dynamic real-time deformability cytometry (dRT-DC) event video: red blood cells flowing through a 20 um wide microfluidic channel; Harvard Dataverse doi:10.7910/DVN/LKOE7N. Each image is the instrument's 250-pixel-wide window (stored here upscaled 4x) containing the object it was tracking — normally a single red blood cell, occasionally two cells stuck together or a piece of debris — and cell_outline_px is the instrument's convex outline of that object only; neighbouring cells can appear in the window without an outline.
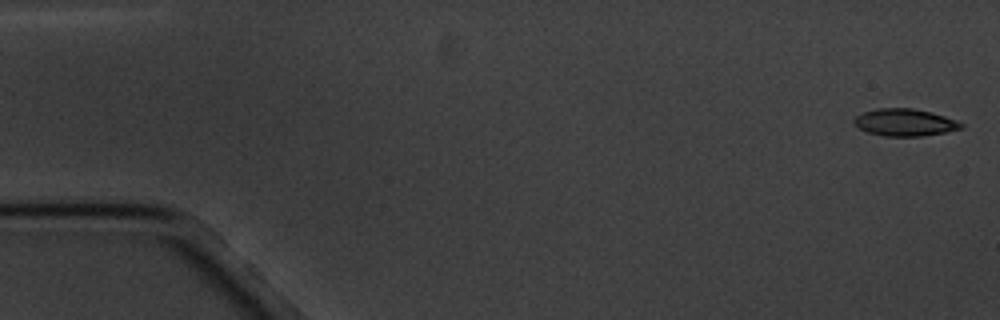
{"species": "common noctule bat (a hibernating species)", "species_latin": "Nyctalus noctula", "temperature_condition": "cold", "stored_images_in_passage": 6, "camera_frame_rate_fps": 3000, "um_per_image_px": 0.085, "animal": {"sex": "male", "body_mass_g": 20.1, "forearm_length_mm": 53.5}, "frame": {"image": 1, "passage_image": 1, "time_ms": 0.0, "image_size_px": [1000, 320], "cell_outline_px": [[964, 128], [944, 132], [920, 136], [884, 136], [868, 132], [852, 124], [852, 120], [856, 116], [864, 112], [876, 108], [912, 108], [932, 112], [956, 120], [964, 124]], "centroid_in_image_um": [76.89, 10.4], "position_along_channel_um": 8.1, "area_um2": 16.99}}
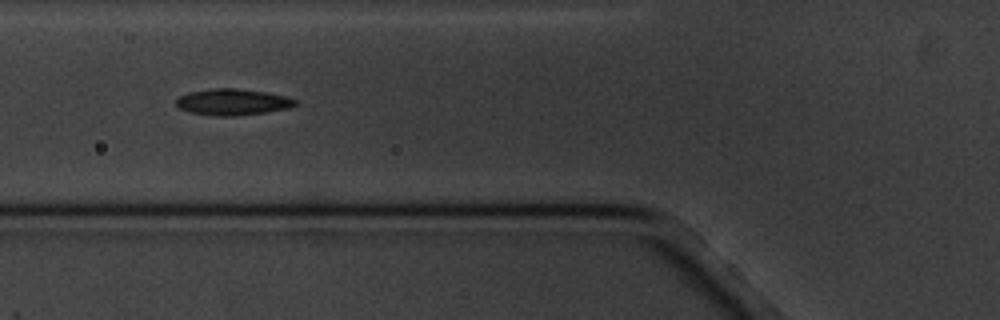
{"frame": {"image": 2, "passage_image": 5, "time_ms": 6.667, "image_size_px": [1000, 320], "cell_outline_px": [[296, 104], [288, 108], [268, 112], [236, 116], [216, 116], [188, 112], [180, 108], [176, 104], [176, 100], [180, 96], [188, 92], [212, 88], [236, 88], [264, 92], [288, 96], [296, 100]], "centroid_in_image_um": [19.77, 8.67], "position_along_channel_um": 106.0, "area_um2": 18.32}}
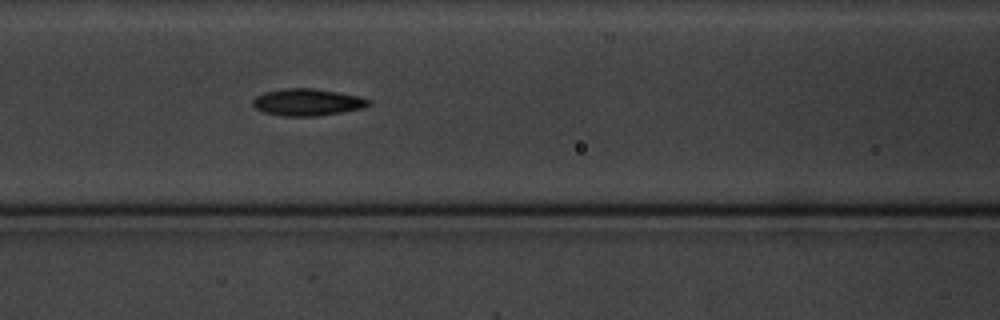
{"frame": {"image": 3, "passage_image": 6, "time_ms": 7.667, "image_size_px": [1000, 320], "cell_outline_px": [[372, 100], [364, 108], [320, 116], [284, 116], [264, 112], [256, 108], [252, 104], [252, 100], [256, 96], [264, 92], [288, 88], [312, 88], [336, 92], [356, 96]], "centroid_in_image_um": [26.11, 8.69], "position_along_channel_um": 140.5, "area_um2": 18.03}}